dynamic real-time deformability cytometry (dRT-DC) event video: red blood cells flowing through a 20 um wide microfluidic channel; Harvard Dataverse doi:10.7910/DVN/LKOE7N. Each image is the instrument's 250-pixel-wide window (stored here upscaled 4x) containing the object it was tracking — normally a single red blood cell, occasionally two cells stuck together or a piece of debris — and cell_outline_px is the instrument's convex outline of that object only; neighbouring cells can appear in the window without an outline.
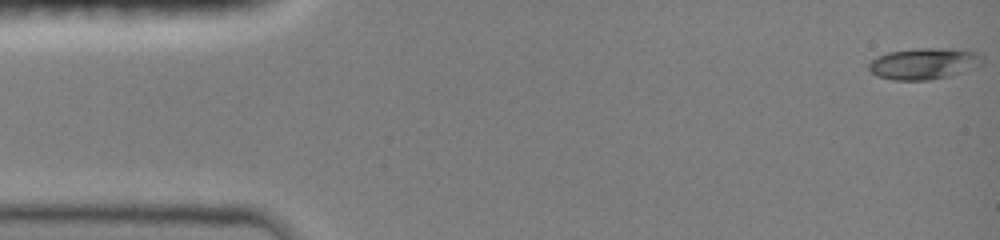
{"species": "common noctule bat (a hibernating species)", "species_latin": "Nyctalus noctula", "temperature_condition": "room temperature", "stored_images_in_passage": 48, "camera_frame_rate_fps": 3000, "um_per_image_px": 0.085, "animal": {"sex": "female", "body_mass_g": 19.0, "forearm_length_mm": 51.5}, "frame": {"image": 1, "passage_image": 1, "time_ms": 0.0, "image_size_px": [1000, 240], "cell_outline_px": [[984, 64], [948, 76], [928, 80], [892, 80], [876, 76], [868, 68], [868, 64], [876, 56], [888, 52], [916, 48], [952, 48], [976, 52], [984, 56]], "centroid_in_image_um": [78.53, 5.39], "position_along_channel_um": 6.5, "area_um2": 20.92}}
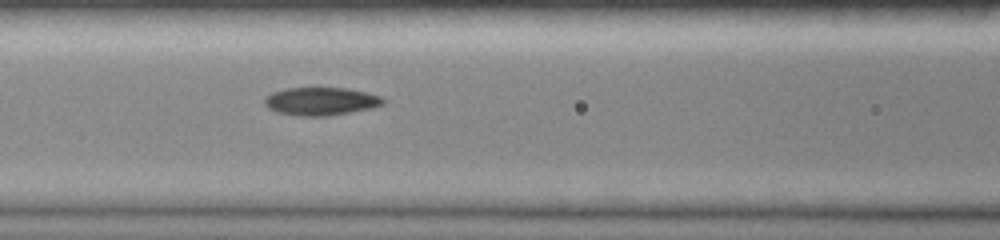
{"frame": {"image": 2, "passage_image": 20, "time_ms": 6.333, "image_size_px": [1000, 240], "cell_outline_px": [[388, 100], [384, 104], [372, 108], [328, 116], [300, 116], [276, 112], [268, 108], [264, 104], [264, 96], [272, 92], [284, 88], [348, 88], [368, 92], [380, 96]], "centroid_in_image_um": [27.28, 8.6], "position_along_channel_um": 139.3, "area_um2": 19.65}}
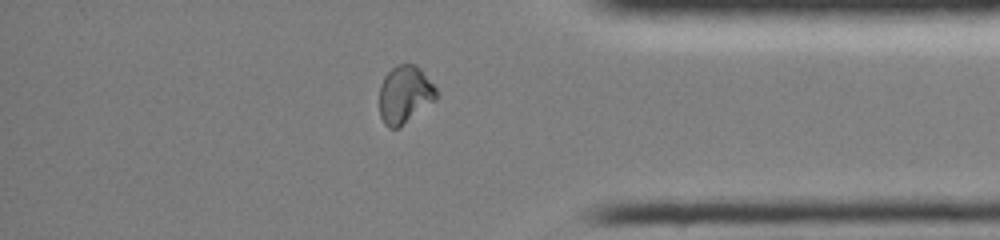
{"frame": {"image": 3, "passage_image": 40, "time_ms": 13.0, "image_size_px": [1000, 240], "cell_outline_px": [[436, 96], [432, 100], [400, 128], [388, 128], [384, 124], [380, 116], [380, 84], [384, 76], [396, 64], [416, 64], [420, 68], [436, 88]], "centroid_in_image_um": [34.36, 8.02], "position_along_channel_um": 400.8, "area_um2": 18.84}, "authors_computed_cell_mechanics": {"area_um2": 19.2763, "velocity_mm_per_s": 4.0431, "shape_relaxation_time_tau1_ms": 7.6033, "shape_relaxation_time_tau2_ms": 3.259, "deformation_change_tau1": 0.2452, "deformation_change_tau2": 0.0628}}